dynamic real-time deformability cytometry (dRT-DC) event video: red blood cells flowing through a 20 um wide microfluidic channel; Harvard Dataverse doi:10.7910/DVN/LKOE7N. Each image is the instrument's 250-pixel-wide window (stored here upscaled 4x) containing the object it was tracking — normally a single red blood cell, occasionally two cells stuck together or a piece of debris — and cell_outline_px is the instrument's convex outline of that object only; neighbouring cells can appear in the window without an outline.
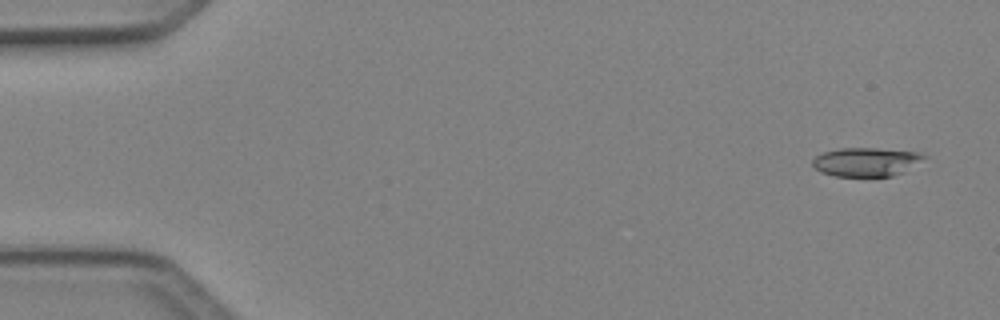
{"species": "Egyptian fruit bat (a non-hibernating species)", "species_latin": "Rousettus aegyptiacus", "temperature_condition": "cold", "stored_images_in_passage": 6, "camera_frame_rate_fps": 3000, "um_per_image_px": 0.085, "animal": {"sex": "female"}, "frame": {"image": 1, "passage_image": 1, "time_ms": 0.0, "image_size_px": [1000, 320], "cell_outline_px": [[928, 156], [904, 172], [892, 176], [836, 176], [820, 172], [812, 164], [812, 160], [816, 156], [824, 152], [840, 148], [876, 148], [920, 152]], "centroid_in_image_um": [73.64, 13.76], "position_along_channel_um": 11.4, "area_um2": 18.67}}
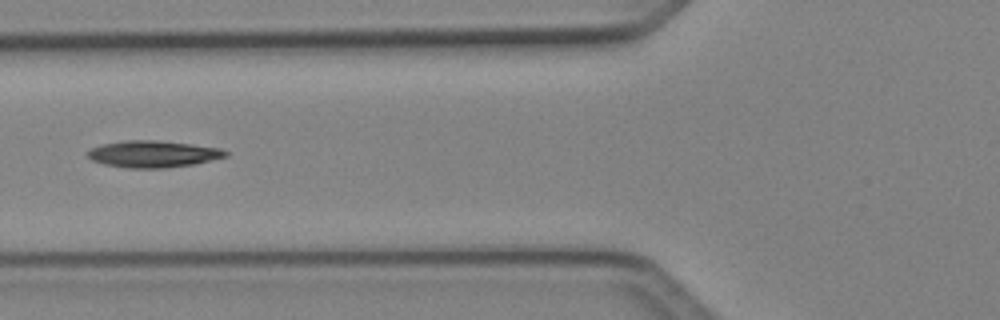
{"frame": {"image": 2, "passage_image": 5, "time_ms": 1.333, "image_size_px": [1000, 320], "cell_outline_px": [[228, 156], [196, 164], [168, 168], [128, 168], [104, 164], [92, 160], [88, 156], [88, 152], [92, 148], [104, 144], [124, 140], [156, 140], [192, 144], [220, 148], [228, 152]], "centroid_in_image_um": [13.06, 13.09], "position_along_channel_um": 112.7, "area_um2": 21.5}}
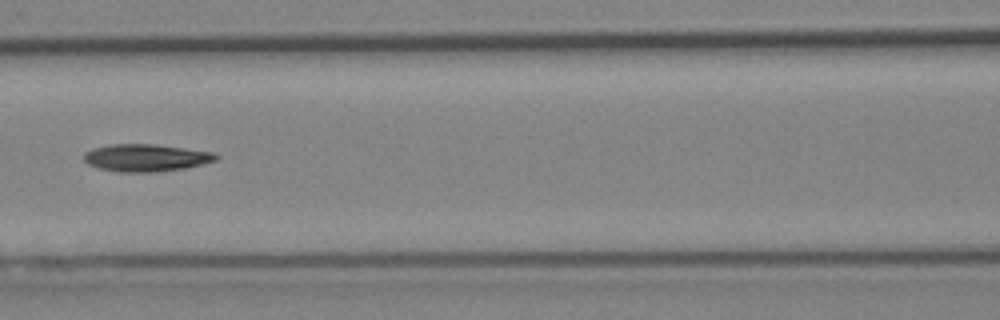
{"frame": {"image": 3, "passage_image": 6, "time_ms": 1.667, "image_size_px": [1000, 320], "cell_outline_px": [[220, 156], [216, 160], [188, 168], [156, 172], [120, 172], [100, 168], [88, 164], [84, 160], [84, 152], [92, 148], [108, 144], [156, 144], [212, 152]], "centroid_in_image_um": [12.4, 13.41], "position_along_channel_um": 154.2, "area_um2": 21.15}}